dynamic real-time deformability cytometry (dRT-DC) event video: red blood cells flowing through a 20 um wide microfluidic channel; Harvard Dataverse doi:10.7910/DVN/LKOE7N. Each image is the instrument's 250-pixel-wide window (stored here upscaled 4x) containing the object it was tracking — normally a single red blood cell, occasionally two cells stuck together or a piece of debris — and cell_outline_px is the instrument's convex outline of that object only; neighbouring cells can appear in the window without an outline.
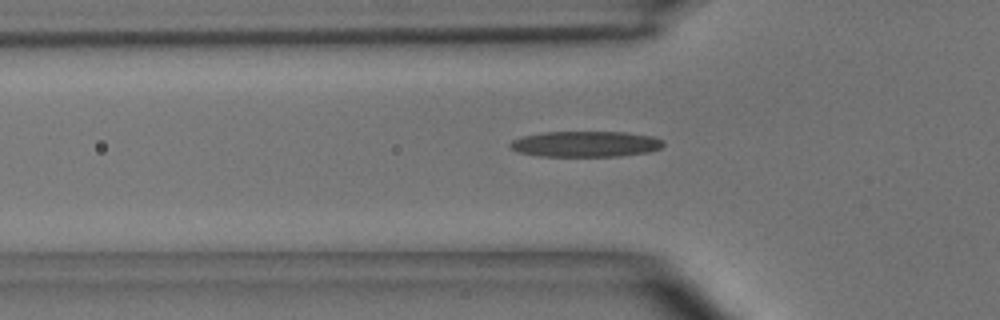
{"species": "common noctule bat (a hibernating species)", "species_latin": "Nyctalus noctula", "temperature_condition": "room temperature", "stored_images_in_passage": 35, "camera_frame_rate_fps": 3000, "um_per_image_px": 0.085, "animal": {"sex": "male", "body_mass_g": 15.6}, "frame": {"image": 1, "passage_image": 4, "time_ms": 1.0, "image_size_px": [1000, 320], "cell_outline_px": [[664, 144], [660, 148], [648, 152], [620, 156], [540, 156], [520, 152], [512, 148], [508, 144], [512, 140], [524, 136], [544, 132], [624, 132], [652, 136], [664, 140]], "centroid_in_image_um": [49.8, 12.24], "position_along_channel_um": 76.0, "area_um2": 22.89}}
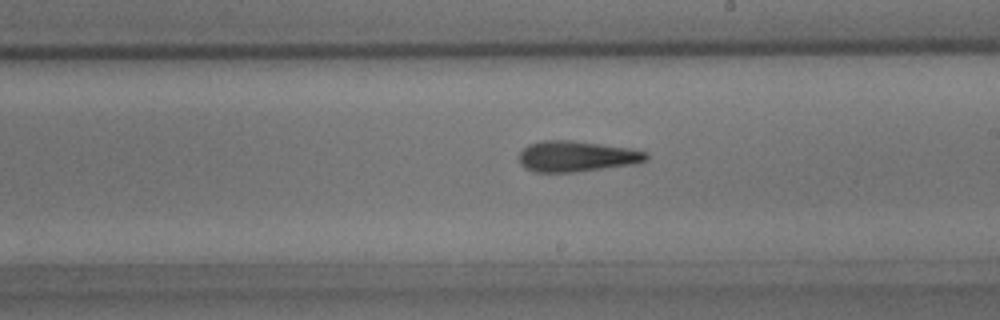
{"frame": {"image": 2, "passage_image": 16, "time_ms": 5.0, "image_size_px": [1000, 320], "cell_outline_px": [[648, 160], [636, 164], [576, 172], [532, 172], [524, 168], [520, 164], [520, 152], [528, 144], [544, 140], [572, 140], [632, 148], [648, 152]], "centroid_in_image_um": [49.04, 13.29], "position_along_channel_um": 240.0, "area_um2": 23.12}}
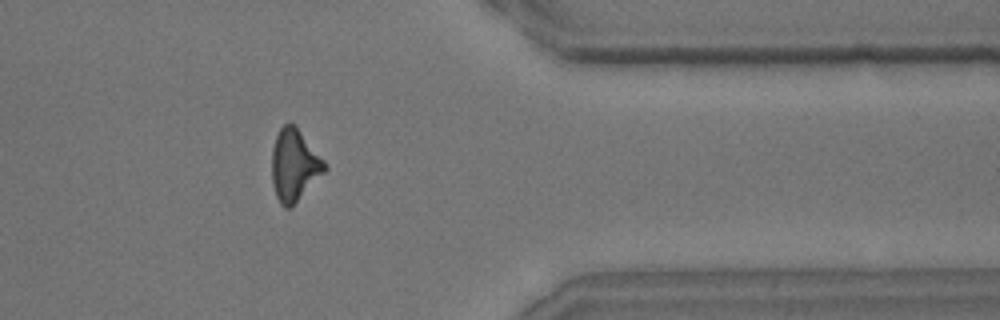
{"frame": {"image": 3, "passage_image": 28, "time_ms": 9.0, "image_size_px": [1000, 320], "cell_outline_px": [[328, 168], [292, 208], [284, 208], [280, 204], [276, 196], [272, 184], [272, 148], [276, 136], [280, 128], [288, 120], [296, 124], [324, 160]], "centroid_in_image_um": [25.01, 14.03], "position_along_channel_um": 386.4, "area_um2": 22.54}, "authors_computed_cell_mechanics": {"area_um2": 21.9062, "velocity_mm_per_s": 4.0686, "shape_relaxation_time_tau1_ms": null, "shape_relaxation_time_tau2_ms": 4.3371, "deformation_change_tau1": null, "deformation_change_tau2": 0.1902}}